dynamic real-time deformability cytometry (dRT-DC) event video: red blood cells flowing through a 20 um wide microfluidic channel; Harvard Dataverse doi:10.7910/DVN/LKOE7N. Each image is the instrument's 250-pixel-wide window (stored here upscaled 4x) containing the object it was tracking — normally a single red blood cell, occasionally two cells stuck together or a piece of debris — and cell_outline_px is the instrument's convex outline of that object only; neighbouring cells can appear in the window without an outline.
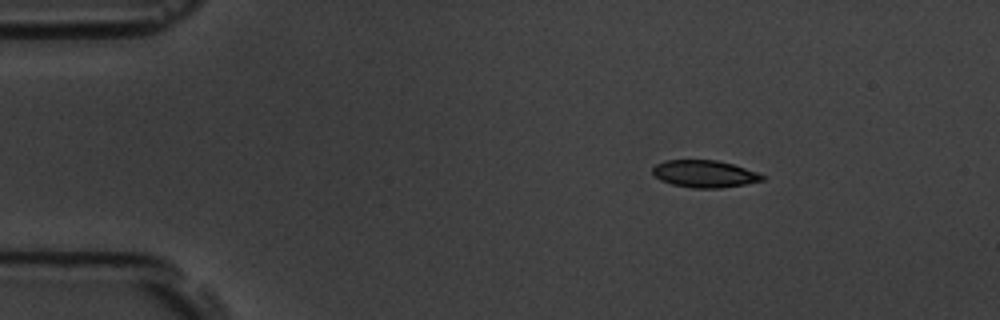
{"species": "common noctule bat (a hibernating species)", "species_latin": "Nyctalus noctula", "temperature_condition": "room temperature", "stored_images_in_passage": 3, "camera_frame_rate_fps": 3000, "um_per_image_px": 0.085, "animal": {"sex": "male", "body_mass_g": 19.5, "forearm_length_mm": 54.6}, "frame": {"image": 1, "passage_image": 1, "time_ms": 0.0, "image_size_px": [1000, 320], "cell_outline_px": [[764, 180], [744, 184], [720, 188], [692, 188], [672, 184], [660, 180], [652, 172], [652, 168], [656, 164], [664, 160], [716, 160], [732, 164], [760, 172], [764, 176]], "centroid_in_image_um": [59.89, 14.77], "position_along_channel_um": 25.1, "area_um2": 17.4}}